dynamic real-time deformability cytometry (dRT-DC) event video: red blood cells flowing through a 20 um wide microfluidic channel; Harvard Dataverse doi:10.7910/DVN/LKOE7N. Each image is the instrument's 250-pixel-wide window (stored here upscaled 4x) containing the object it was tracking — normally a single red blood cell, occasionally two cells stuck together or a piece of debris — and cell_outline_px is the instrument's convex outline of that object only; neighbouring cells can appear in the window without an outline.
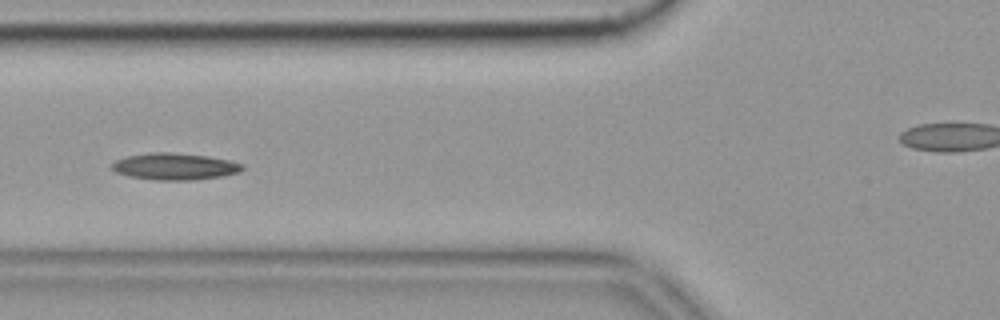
{"species": "common noctule bat (a hibernating species)", "species_latin": "Nyctalus noctula", "temperature_condition": "cold", "stored_images_in_passage": 31, "camera_frame_rate_fps": 3000, "um_per_image_px": 0.085, "animal": {"sex": "female", "body_mass_g": 19.9}, "frame": {"image": 1, "passage_image": 10, "time_ms": 3.0, "image_size_px": [1000, 320], "cell_outline_px": [[244, 168], [240, 172], [224, 176], [196, 180], [152, 180], [128, 176], [116, 172], [108, 168], [116, 160], [128, 156], [148, 152], [172, 152], [208, 156], [228, 160], [244, 164]], "centroid_in_image_um": [14.85, 14.15], "position_along_channel_um": 111.0, "area_um2": 20.63}, "authors_computed_cell_mechanics": {"area_um2": 19.5364, "velocity_mm_per_s": 3.5136, "shape_relaxation_time_tau1_ms": null, "shape_relaxation_time_tau2_ms": 5.8891, "deformation_change_tau1": null, "deformation_change_tau2": 0.1465}}